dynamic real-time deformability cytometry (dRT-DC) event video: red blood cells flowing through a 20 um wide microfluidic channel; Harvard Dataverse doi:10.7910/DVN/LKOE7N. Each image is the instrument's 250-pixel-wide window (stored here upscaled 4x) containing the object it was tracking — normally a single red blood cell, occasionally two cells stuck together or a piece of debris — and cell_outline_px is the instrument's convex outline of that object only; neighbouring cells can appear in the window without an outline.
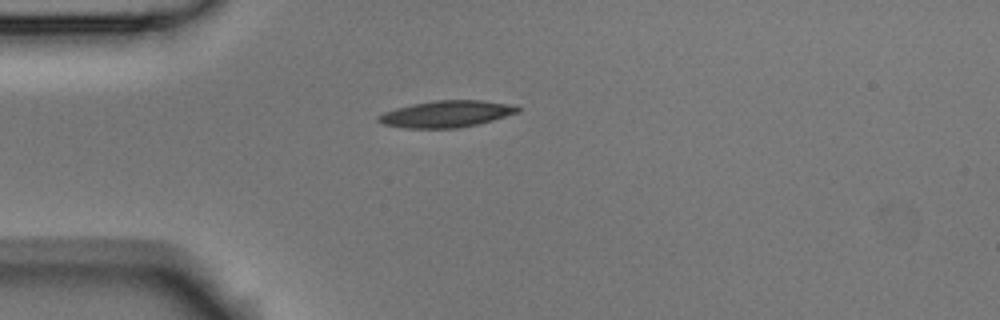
{"species": "Egyptian fruit bat (a non-hibernating species)", "species_latin": "Rousettus aegyptiacus", "temperature_condition": "room temperature", "stored_images_in_passage": 2, "camera_frame_rate_fps": 3000, "um_per_image_px": 0.085, "animal": {"sex": "male"}, "frame": {"image": 1, "passage_image": 1, "time_ms": 0.0, "image_size_px": [1000, 320], "cell_outline_px": [[520, 112], [492, 120], [476, 124], [456, 128], [408, 128], [384, 124], [376, 120], [376, 116], [384, 112], [396, 108], [412, 104], [436, 100], [484, 100], [508, 104], [520, 108]], "centroid_in_image_um": [37.92, 9.68], "position_along_channel_um": 47.1, "area_um2": 21.44}}